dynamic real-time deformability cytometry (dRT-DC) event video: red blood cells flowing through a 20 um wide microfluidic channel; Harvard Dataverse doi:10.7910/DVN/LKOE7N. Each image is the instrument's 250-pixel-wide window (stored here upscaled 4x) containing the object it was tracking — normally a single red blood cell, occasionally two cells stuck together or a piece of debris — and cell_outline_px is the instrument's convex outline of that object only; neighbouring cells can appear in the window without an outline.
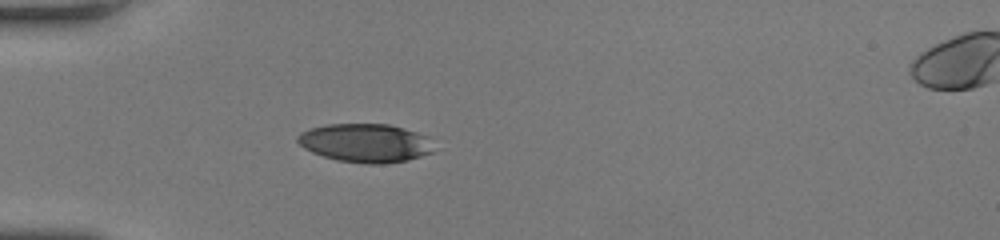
{"species": "human", "species_latin": "Homo sapiens", "temperature_condition": "room temperature", "stored_images_in_passage": 37, "camera_frame_rate_fps": 3000, "um_per_image_px": 0.085, "donor": {"sex": "female"}, "frame": {"image": 1, "passage_image": 1, "time_ms": 0.0, "image_size_px": [1000, 240], "cell_outline_px": [[432, 152], [408, 160], [384, 164], [364, 164], [336, 160], [312, 152], [304, 148], [296, 140], [296, 136], [300, 132], [308, 128], [328, 124], [388, 124], [404, 128], [428, 136]], "centroid_in_image_um": [31.01, 12.15], "position_along_channel_um": 54.0, "area_um2": 30.69}}
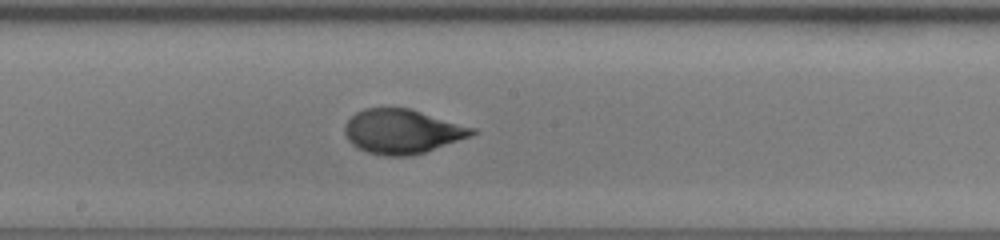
{"frame": {"image": 2, "passage_image": 14, "time_ms": 4.333, "image_size_px": [1000, 240], "cell_outline_px": [[480, 132], [472, 136], [424, 152], [408, 156], [384, 156], [368, 152], [356, 148], [348, 140], [344, 132], [344, 124], [356, 112], [364, 108], [408, 108], [476, 128]], "centroid_in_image_um": [34.18, 11.18], "position_along_channel_um": 214.0, "area_um2": 32.95}}
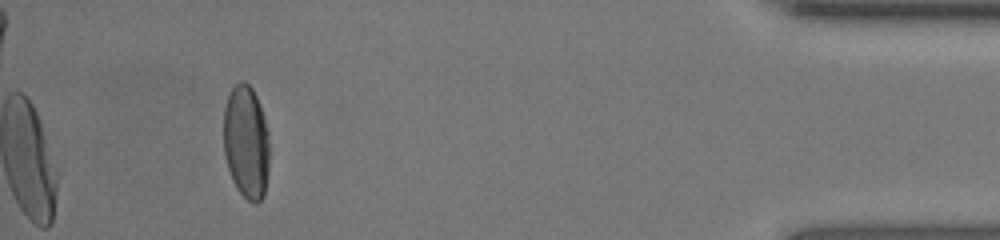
{"frame": {"image": 3, "passage_image": 33, "time_ms": 10.667, "image_size_px": [1000, 240], "cell_outline_px": [[268, 172], [264, 196], [256, 204], [252, 204], [236, 188], [232, 180], [224, 156], [224, 108], [228, 96], [232, 88], [240, 80], [244, 80], [252, 88], [256, 96], [264, 116], [268, 132]], "centroid_in_image_um": [20.92, 12.09], "position_along_channel_um": 414.3, "area_um2": 30.46}, "authors_computed_cell_mechanics": {"area_um2": 32.657, "velocity_mm_per_s": 4.0544, "shape_relaxation_time_tau1_ms": 4.9424, "shape_relaxation_time_tau2_ms": null, "deformation_change_tau1": 0.2239, "deformation_change_tau2": null}}